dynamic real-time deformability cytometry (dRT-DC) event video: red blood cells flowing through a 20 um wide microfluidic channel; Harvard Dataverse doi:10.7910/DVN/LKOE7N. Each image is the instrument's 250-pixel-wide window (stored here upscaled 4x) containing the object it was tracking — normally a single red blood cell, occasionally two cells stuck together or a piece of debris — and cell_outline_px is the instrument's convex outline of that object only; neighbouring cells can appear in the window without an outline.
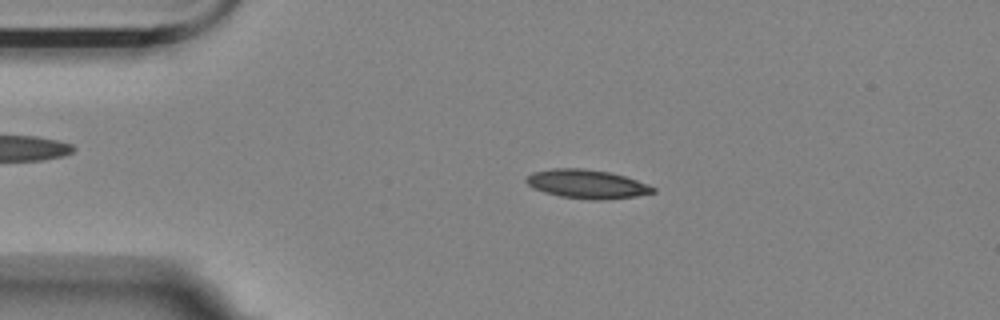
{"species": "Egyptian fruit bat (a non-hibernating species)", "species_latin": "Rousettus aegyptiacus", "temperature_condition": "room temperature", "stored_images_in_passage": 56, "camera_frame_rate_fps": 3000, "um_per_image_px": 0.085, "animal": {"sex": "female"}, "frame": {"image": 1, "passage_image": 12, "time_ms": 3.667, "image_size_px": [1000, 320], "cell_outline_px": [[656, 192], [636, 196], [604, 200], [592, 200], [560, 196], [544, 192], [532, 188], [524, 180], [532, 172], [552, 168], [580, 168], [608, 172], [624, 176], [648, 184], [656, 188]], "centroid_in_image_um": [49.88, 15.65], "position_along_channel_um": 35.1, "area_um2": 21.27}}
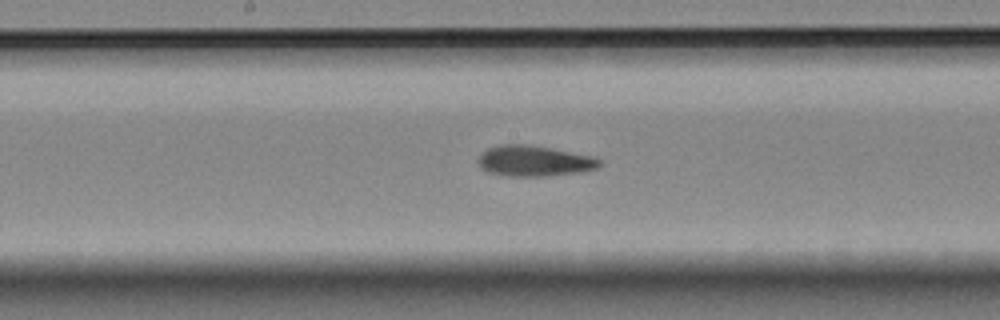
{"frame": {"image": 2, "passage_image": 29, "time_ms": 9.333, "image_size_px": [1000, 320], "cell_outline_px": [[600, 164], [596, 168], [580, 172], [548, 176], [508, 176], [488, 172], [480, 168], [476, 160], [488, 148], [500, 144], [528, 144], [552, 148], [596, 156], [600, 160]], "centroid_in_image_um": [45.4, 13.67], "position_along_channel_um": 202.8, "area_um2": 21.91}}
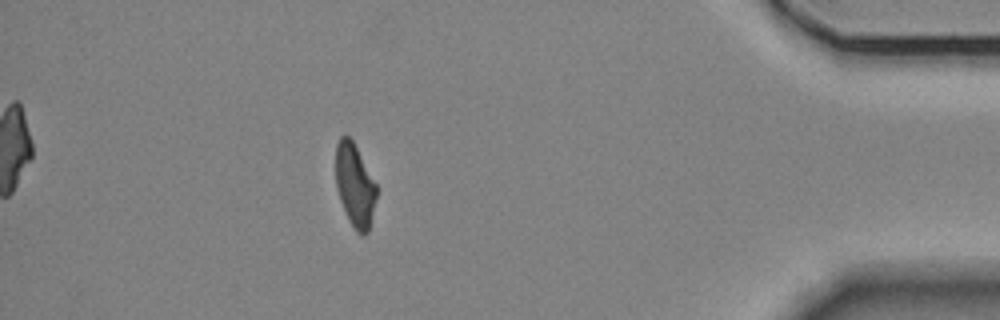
{"frame": {"image": 3, "passage_image": 50, "time_ms": 16.333, "image_size_px": [1000, 320], "cell_outline_px": [[376, 196], [368, 232], [364, 236], [360, 236], [356, 232], [348, 220], [340, 200], [336, 188], [336, 144], [340, 136], [344, 132], [352, 140], [376, 184]], "centroid_in_image_um": [30.13, 15.76], "position_along_channel_um": 405.1, "area_um2": 19.65}, "authors_computed_cell_mechanics": {"area_um2": 20.8947, "velocity_mm_per_s": 3.5577, "shape_relaxation_time_tau1_ms": 7.8189, "shape_relaxation_time_tau2_ms": 2.575, "deformation_change_tau1": 0.1818, "deformation_change_tau2": 0.1016}}